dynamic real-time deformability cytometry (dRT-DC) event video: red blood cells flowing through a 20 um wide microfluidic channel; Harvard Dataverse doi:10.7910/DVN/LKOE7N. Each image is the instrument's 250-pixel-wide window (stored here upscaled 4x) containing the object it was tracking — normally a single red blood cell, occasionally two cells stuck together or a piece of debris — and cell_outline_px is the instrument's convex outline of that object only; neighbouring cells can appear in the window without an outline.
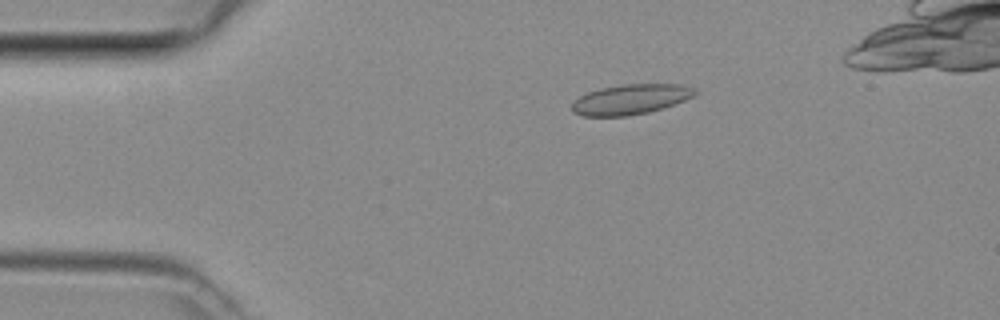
{"species": "common noctule bat (a hibernating species)", "species_latin": "Nyctalus noctula", "temperature_condition": "room temperature", "stored_images_in_passage": 37, "camera_frame_rate_fps": 3000, "um_per_image_px": 0.085, "animal": {"sex": "female", "body_mass_g": 29.2, "forearm_length_mm": 56.3}, "frame": {"image": 1, "passage_image": 1, "time_ms": 0.0, "image_size_px": [1000, 320], "cell_outline_px": [[700, 92], [696, 96], [664, 108], [648, 112], [628, 116], [584, 116], [572, 112], [572, 104], [580, 96], [588, 92], [600, 88], [624, 84], [680, 84], [692, 88]], "centroid_in_image_um": [53.64, 8.44], "position_along_channel_um": 31.4, "area_um2": 21.68}}
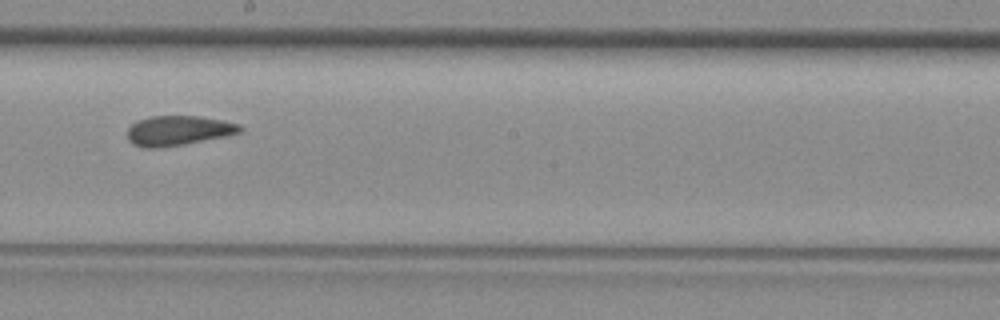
{"frame": {"image": 2, "passage_image": 18, "time_ms": 5.667, "image_size_px": [1000, 320], "cell_outline_px": [[244, 128], [240, 132], [228, 136], [184, 144], [156, 148], [144, 148], [132, 144], [128, 140], [128, 128], [136, 120], [152, 116], [200, 116], [240, 124]], "centroid_in_image_um": [15.15, 11.1], "position_along_channel_um": 233.0, "area_um2": 19.65}}
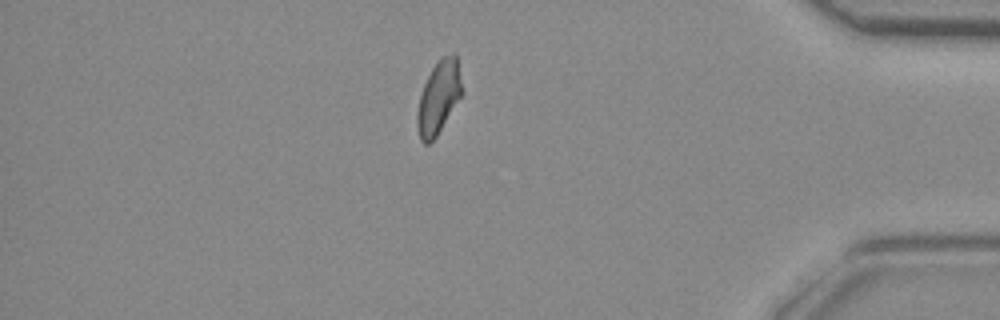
{"frame": {"image": 3, "passage_image": 32, "time_ms": 10.333, "image_size_px": [1000, 320], "cell_outline_px": [[460, 96], [436, 136], [428, 144], [424, 144], [420, 140], [416, 124], [416, 116], [420, 96], [424, 84], [432, 68], [440, 56], [456, 52], [460, 80]], "centroid_in_image_um": [37.24, 8.26], "position_along_channel_um": 398.0, "area_um2": 18.5}}